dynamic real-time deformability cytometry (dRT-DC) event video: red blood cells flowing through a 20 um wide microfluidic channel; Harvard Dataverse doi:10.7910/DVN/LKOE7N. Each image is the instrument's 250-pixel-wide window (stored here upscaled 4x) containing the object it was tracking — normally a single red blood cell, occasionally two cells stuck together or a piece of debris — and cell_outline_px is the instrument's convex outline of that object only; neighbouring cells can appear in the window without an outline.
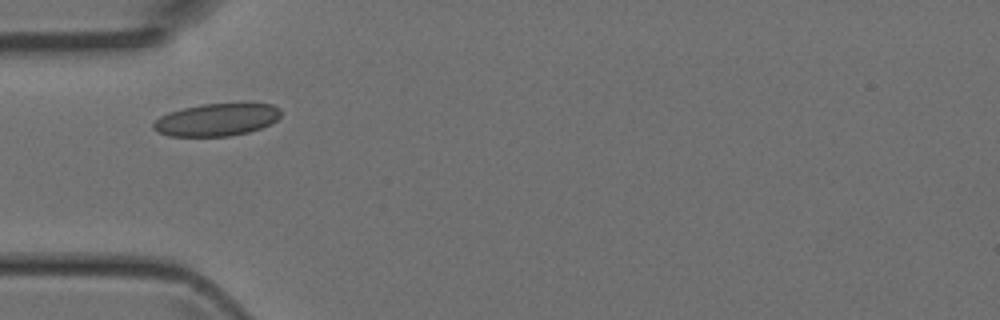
{"species": "Egyptian fruit bat (a non-hibernating species)", "species_latin": "Rousettus aegyptiacus", "temperature_condition": "room temperature", "stored_images_in_passage": 2, "camera_frame_rate_fps": 3000, "um_per_image_px": 0.085, "animal": {"sex": "female"}, "frame": {"image": 1, "passage_image": 1, "time_ms": 0.0, "image_size_px": [1000, 320], "cell_outline_px": [[280, 116], [276, 120], [260, 128], [248, 132], [228, 136], [168, 136], [156, 132], [152, 128], [152, 124], [160, 116], [168, 112], [184, 108], [204, 104], [272, 104], [280, 108]], "centroid_in_image_um": [18.37, 10.18], "position_along_channel_um": 66.6, "area_um2": 23.93}}
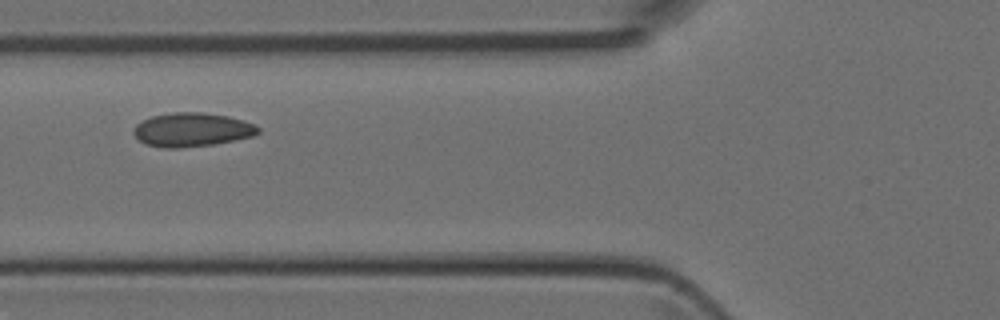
{"frame": {"image": 2, "passage_image": 2, "time_ms": 0.333, "image_size_px": [1000, 320], "cell_outline_px": [[260, 132], [252, 136], [212, 144], [180, 148], [164, 148], [144, 144], [132, 132], [132, 128], [136, 124], [152, 116], [172, 112], [200, 112], [228, 116], [244, 120], [260, 128]], "centroid_in_image_um": [16.28, 11.02], "position_along_channel_um": 109.5, "area_um2": 24.45}}